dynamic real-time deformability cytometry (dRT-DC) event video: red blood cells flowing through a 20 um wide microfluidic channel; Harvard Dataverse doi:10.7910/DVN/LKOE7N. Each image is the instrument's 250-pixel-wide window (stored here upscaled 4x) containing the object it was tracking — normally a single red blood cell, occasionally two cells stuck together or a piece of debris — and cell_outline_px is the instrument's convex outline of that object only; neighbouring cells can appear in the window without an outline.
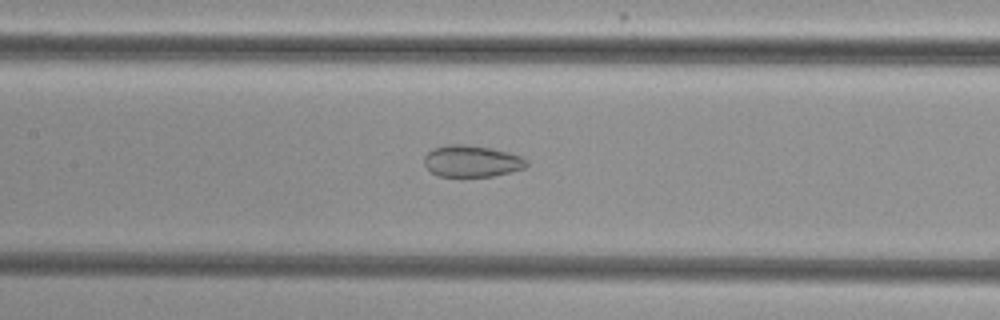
{"species": "common noctule bat (a hibernating species)", "species_latin": "Nyctalus noctula", "temperature_condition": "cold", "stored_images_in_passage": 45, "camera_frame_rate_fps": 3000, "um_per_image_px": 0.085, "animal": {"sex": "female", "body_mass_g": 29.2, "forearm_length_mm": 56.3}, "frame": {"image": 1, "passage_image": 17, "time_ms": 5.333, "image_size_px": [1000, 320], "cell_outline_px": [[528, 164], [524, 168], [492, 176], [460, 180], [440, 176], [432, 172], [424, 164], [424, 156], [428, 152], [436, 148], [448, 144], [464, 144], [492, 148], [508, 152], [520, 156], [528, 160]], "centroid_in_image_um": [40.08, 13.74], "position_along_channel_um": 167.3, "area_um2": 19.42}}
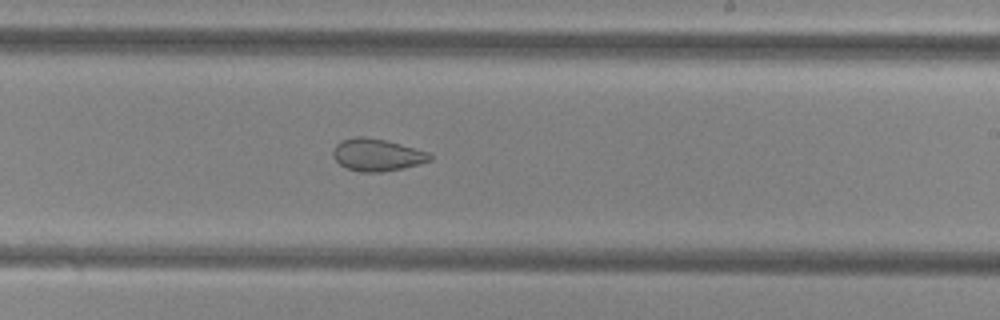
{"frame": {"image": 2, "passage_image": 24, "time_ms": 7.667, "image_size_px": [1000, 320], "cell_outline_px": [[432, 160], [420, 164], [404, 168], [380, 172], [360, 172], [348, 168], [340, 164], [332, 156], [332, 152], [336, 144], [340, 140], [356, 136], [364, 136], [388, 140], [428, 152], [432, 156]], "centroid_in_image_um": [32.04, 13.15], "position_along_channel_um": 257.0, "area_um2": 18.38}}
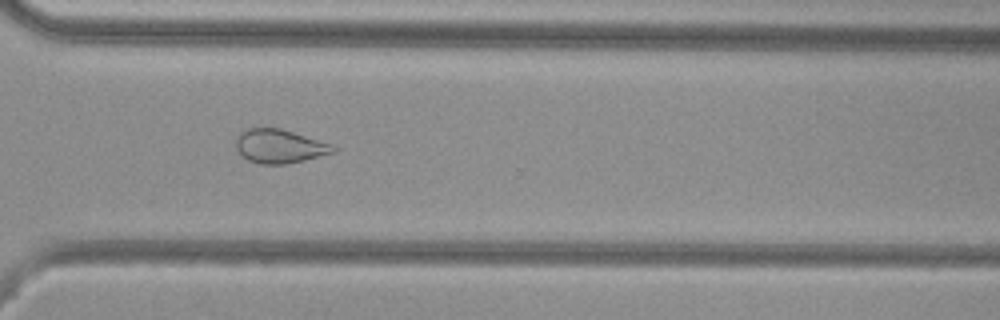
{"frame": {"image": 3, "passage_image": 31, "time_ms": 10.0, "image_size_px": [1000, 320], "cell_outline_px": [[336, 152], [304, 160], [284, 164], [260, 164], [248, 160], [236, 148], [236, 136], [244, 128], [280, 128], [332, 144], [336, 148]], "centroid_in_image_um": [23.75, 12.42], "position_along_channel_um": 346.9, "area_um2": 19.07}, "authors_computed_cell_mechanics": {"area_um2": 22.253, "velocity_mm_per_s": 3.8552, "shape_relaxation_time_tau1_ms": null, "shape_relaxation_time_tau2_ms": 2.004, "deformation_change_tau1": null, "deformation_change_tau2": 0.0819}}